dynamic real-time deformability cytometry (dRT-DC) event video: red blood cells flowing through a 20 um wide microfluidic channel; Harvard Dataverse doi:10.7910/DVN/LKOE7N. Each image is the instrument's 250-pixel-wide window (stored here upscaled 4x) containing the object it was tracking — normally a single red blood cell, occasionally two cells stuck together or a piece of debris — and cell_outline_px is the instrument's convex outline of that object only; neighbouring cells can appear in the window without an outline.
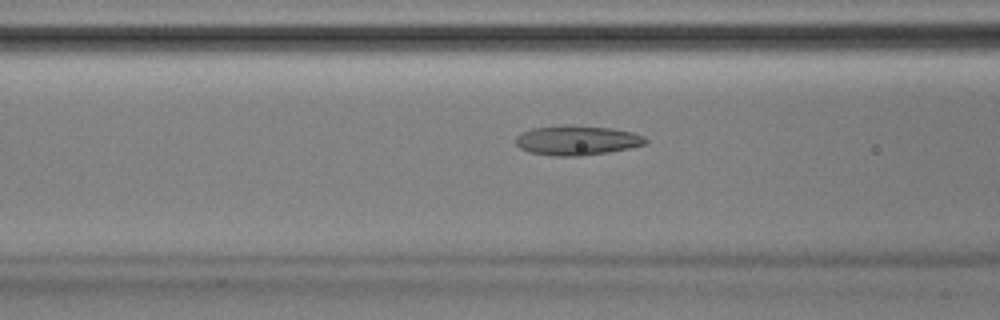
{"species": "Egyptian fruit bat (a non-hibernating species)", "species_latin": "Rousettus aegyptiacus", "temperature_condition": "room temperature", "stored_images_in_passage": 52, "camera_frame_rate_fps": 3000, "um_per_image_px": 0.085, "animal": {"sex": "male"}, "frame": {"image": 1, "passage_image": 21, "time_ms": 6.667, "image_size_px": [1000, 320], "cell_outline_px": [[648, 140], [644, 144], [628, 148], [608, 152], [580, 156], [552, 156], [528, 152], [520, 148], [516, 144], [516, 136], [520, 132], [532, 128], [564, 124], [572, 124], [612, 128], [632, 132], [644, 136]], "centroid_in_image_um": [48.99, 11.91], "position_along_channel_um": 117.6, "area_um2": 22.72}}
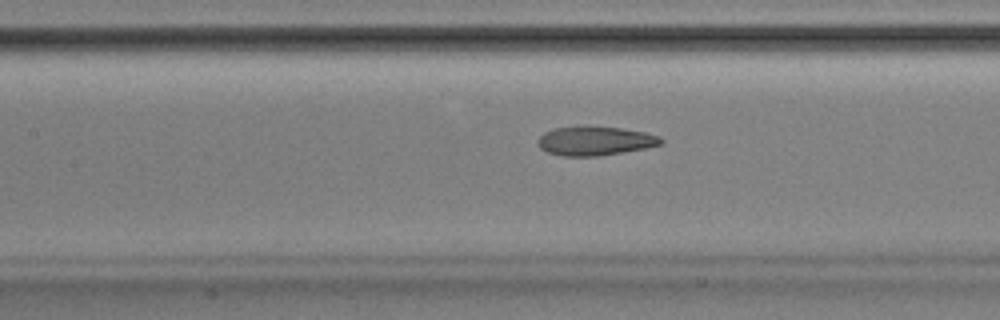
{"frame": {"image": 2, "passage_image": 24, "time_ms": 7.667, "image_size_px": [1000, 320], "cell_outline_px": [[664, 144], [644, 148], [600, 156], [560, 156], [548, 152], [540, 148], [536, 144], [536, 140], [544, 132], [556, 128], [584, 124], [620, 128], [644, 132], [660, 136], [664, 140]], "centroid_in_image_um": [50.55, 11.95], "position_along_channel_um": 156.8, "area_um2": 21.33}}
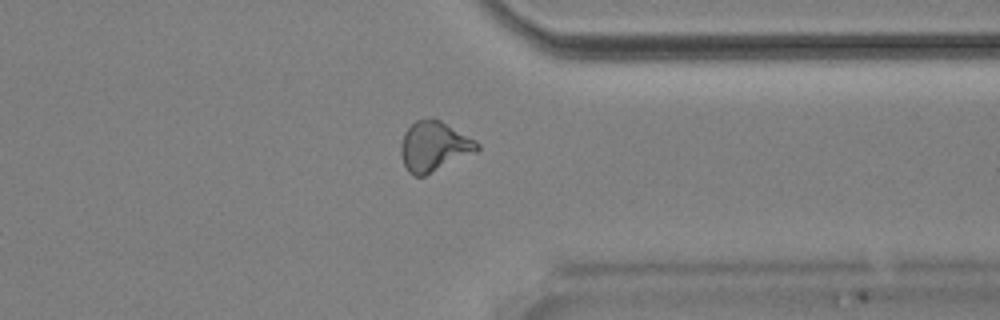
{"frame": {"image": 3, "passage_image": 41, "time_ms": 13.333, "image_size_px": [1000, 320], "cell_outline_px": [[480, 148], [476, 152], [424, 176], [412, 176], [408, 172], [400, 156], [400, 144], [404, 132], [416, 120], [432, 116], [440, 120], [476, 140], [480, 144]], "centroid_in_image_um": [36.87, 12.43], "position_along_channel_um": 374.5, "area_um2": 22.43}, "authors_computed_cell_mechanics": {"area_um2": 22.3397, "velocity_mm_per_s": 3.8929, "shape_relaxation_time_tau1_ms": null, "shape_relaxation_time_tau2_ms": 2.4087, "deformation_change_tau1": null, "deformation_change_tau2": 0.0958}}